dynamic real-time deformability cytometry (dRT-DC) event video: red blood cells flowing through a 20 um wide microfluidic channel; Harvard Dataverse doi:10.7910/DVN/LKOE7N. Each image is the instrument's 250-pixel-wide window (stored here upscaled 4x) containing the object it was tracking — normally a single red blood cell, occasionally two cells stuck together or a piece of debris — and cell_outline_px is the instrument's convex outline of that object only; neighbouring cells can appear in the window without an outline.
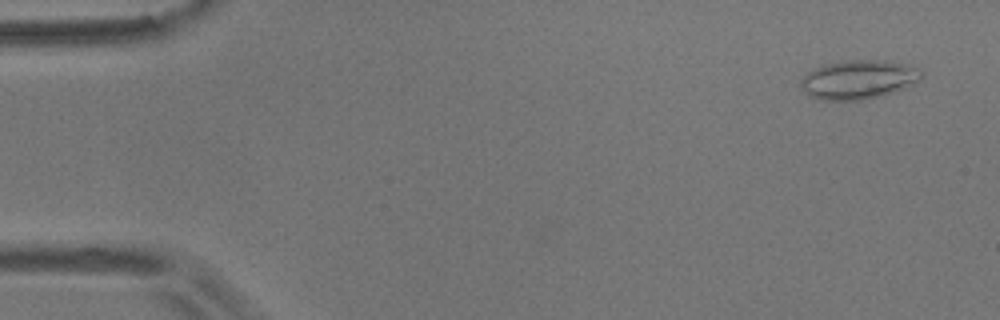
{"species": "common noctule bat (a hibernating species)", "species_latin": "Nyctalus noctula", "temperature_condition": "room temperature", "stored_images_in_passage": 7, "camera_frame_rate_fps": 3000, "um_per_image_px": 0.085, "animal": {"sex": "male", "body_mass_g": 17.9}, "frame": {"image": 1, "passage_image": 1, "time_ms": 0.0, "image_size_px": [1000, 320], "cell_outline_px": [[920, 76], [912, 84], [904, 88], [892, 92], [860, 100], [824, 100], [808, 96], [800, 88], [800, 80], [808, 72], [824, 64], [852, 60], [884, 60], [904, 64], [920, 68]], "centroid_in_image_um": [72.9, 6.76], "position_along_channel_um": 12.1, "area_um2": 26.99}}
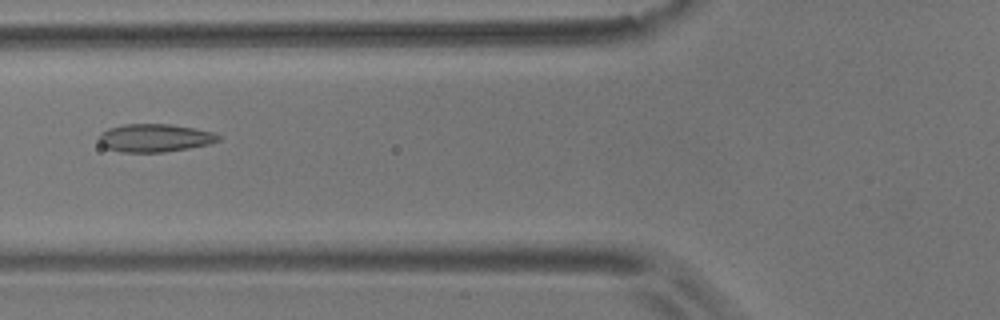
{"frame": {"image": 2, "passage_image": 6, "time_ms": 6.0, "image_size_px": [1000, 320], "cell_outline_px": [[220, 140], [208, 144], [188, 148], [164, 152], [120, 152], [108, 148], [100, 144], [100, 132], [108, 128], [124, 124], [172, 124], [212, 132], [220, 136]], "centroid_in_image_um": [13.13, 11.72], "position_along_channel_um": 112.7, "area_um2": 19.36}}